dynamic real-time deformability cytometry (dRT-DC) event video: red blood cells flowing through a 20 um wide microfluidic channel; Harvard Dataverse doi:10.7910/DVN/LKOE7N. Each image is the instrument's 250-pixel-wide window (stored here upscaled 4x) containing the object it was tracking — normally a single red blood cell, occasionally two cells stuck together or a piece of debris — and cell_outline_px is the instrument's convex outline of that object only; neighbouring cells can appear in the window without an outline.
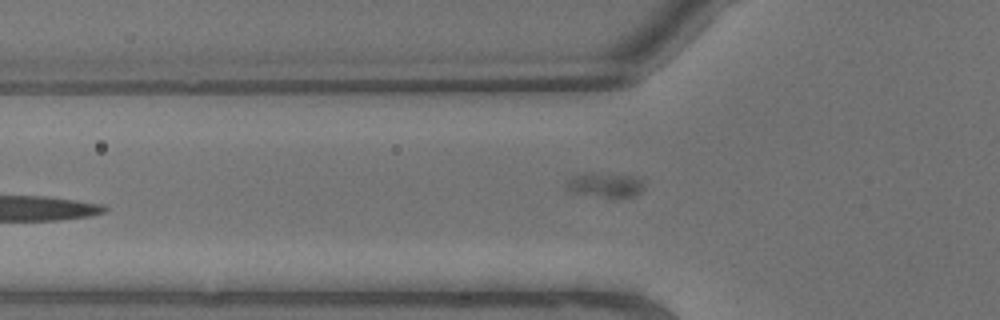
{"species": "common noctule bat (a hibernating species)", "species_latin": "Nyctalus noctula", "temperature_condition": "warm", "stored_images_in_passage": 9, "segment_of_instrument_passage": [2, 2], "camera_frame_rate_fps": 3000, "um_per_image_px": 0.085, "animal": {"sex": "male", "body_mass_g": 13.3}, "frame": {"image": 1, "passage_image": 9, "time_ms": 2.667, "image_size_px": [1000, 320], "cell_outline_px": [[644, 188], [640, 192], [632, 196], [604, 196], [564, 192], [564, 180], [572, 172], [596, 172], [636, 176], [644, 180]], "centroid_in_image_um": [51.27, 15.66], "position_along_channel_um": 74.5, "area_um2": 11.85}}